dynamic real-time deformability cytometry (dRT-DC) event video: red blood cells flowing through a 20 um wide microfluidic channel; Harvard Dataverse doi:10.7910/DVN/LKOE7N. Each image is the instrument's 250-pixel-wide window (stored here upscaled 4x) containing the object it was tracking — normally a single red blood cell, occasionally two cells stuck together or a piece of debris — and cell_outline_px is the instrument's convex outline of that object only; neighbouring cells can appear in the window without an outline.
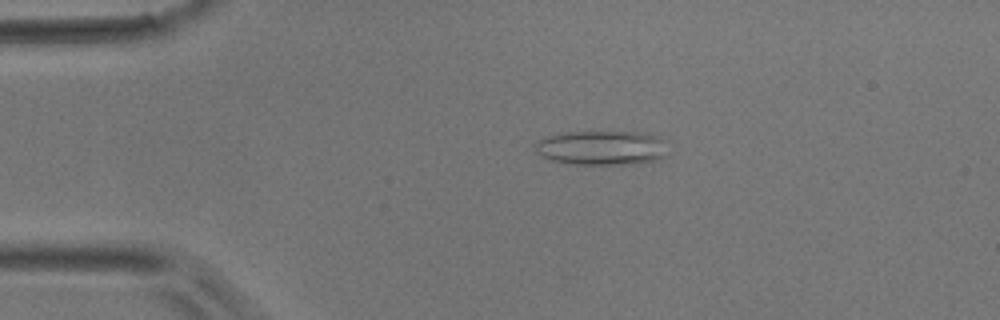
{"species": "common noctule bat (a hibernating species)", "species_latin": "Nyctalus noctula", "temperature_condition": "room temperature", "stored_images_in_passage": 41, "camera_frame_rate_fps": 3000, "um_per_image_px": 0.085, "animal": {"sex": "male", "body_mass_g": 17.9}, "frame": {"image": 1, "passage_image": 1, "time_ms": 0.0, "image_size_px": [1000, 320], "cell_outline_px": [[668, 156], [660, 160], [632, 164], [576, 164], [552, 160], [536, 152], [532, 144], [548, 136], [560, 132], [644, 132], [660, 136]], "centroid_in_image_um": [51.17, 12.56], "position_along_channel_um": 33.8, "area_um2": 26.82}}
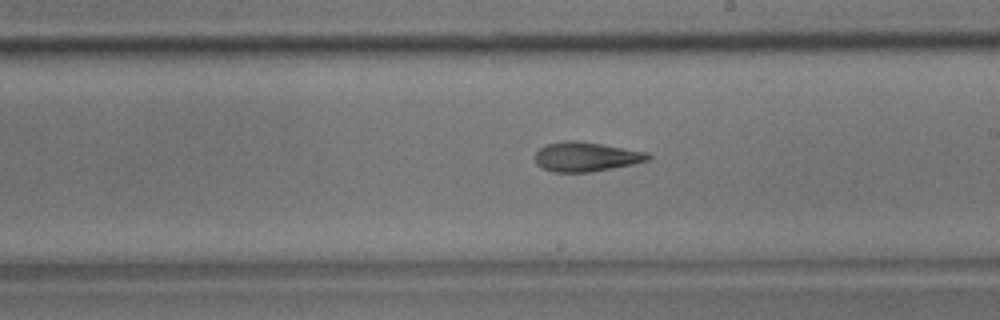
{"frame": {"image": 2, "passage_image": 19, "time_ms": 6.0, "image_size_px": [1000, 320], "cell_outline_px": [[652, 156], [648, 160], [632, 164], [592, 172], [552, 172], [536, 164], [536, 152], [544, 144], [568, 140], [576, 140], [648, 152]], "centroid_in_image_um": [49.8, 13.32], "position_along_channel_um": 239.2, "area_um2": 19.31}}
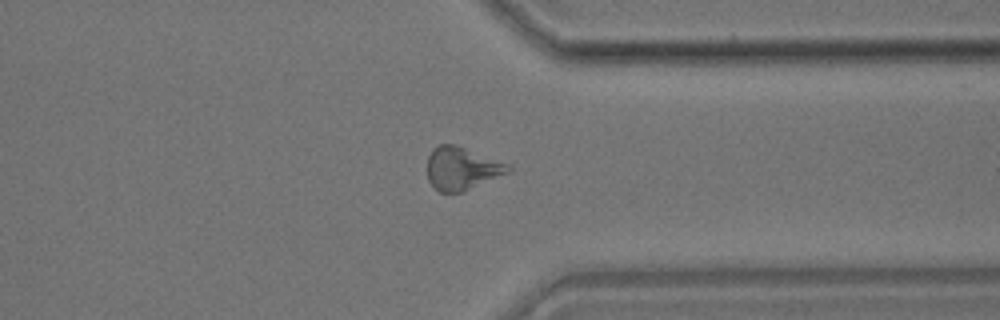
{"frame": {"image": 3, "passage_image": 29, "time_ms": 9.333, "image_size_px": [1000, 320], "cell_outline_px": [[512, 168], [508, 172], [464, 192], [440, 192], [428, 180], [428, 156], [432, 148], [440, 144], [456, 144], [508, 164]], "centroid_in_image_um": [39.23, 14.31], "position_along_channel_um": 372.2, "area_um2": 20.06}}